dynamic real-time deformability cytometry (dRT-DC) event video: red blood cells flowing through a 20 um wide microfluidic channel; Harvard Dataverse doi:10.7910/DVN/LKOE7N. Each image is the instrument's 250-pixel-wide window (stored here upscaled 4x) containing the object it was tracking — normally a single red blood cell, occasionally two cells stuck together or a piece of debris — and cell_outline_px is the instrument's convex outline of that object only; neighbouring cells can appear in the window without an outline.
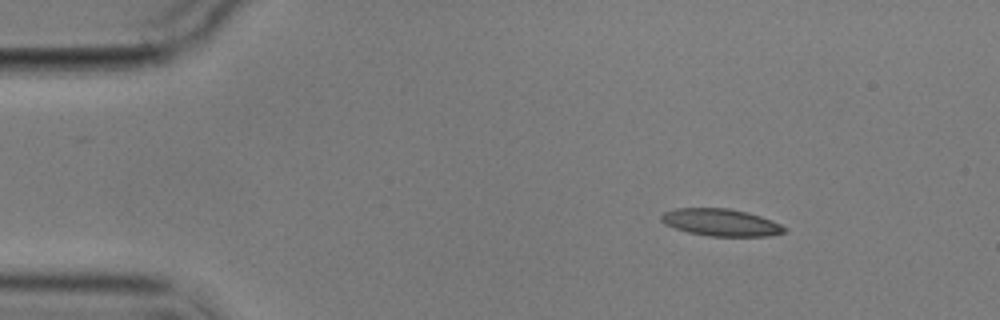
{"species": "common noctule bat (a hibernating species)", "species_latin": "Nyctalus noctula", "temperature_condition": "cold", "stored_images_in_passage": 6, "camera_frame_rate_fps": 3000, "um_per_image_px": 0.085, "animal": {"sex": "male", "body_mass_g": 17.9}, "frame": {"image": 1, "passage_image": 1, "time_ms": 0.0, "image_size_px": [1000, 320], "cell_outline_px": [[788, 228], [784, 232], [772, 236], [708, 236], [688, 232], [664, 224], [660, 220], [660, 216], [664, 212], [676, 208], [728, 208], [748, 212], [772, 220]], "centroid_in_image_um": [61.28, 18.9], "position_along_channel_um": 23.7, "area_um2": 19.59}}
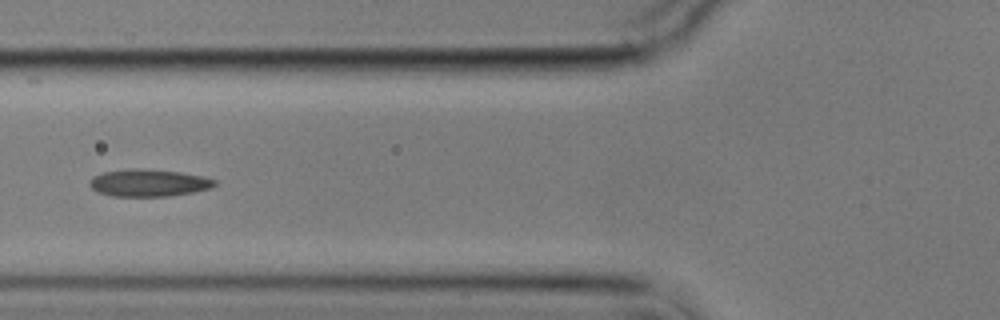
{"frame": {"image": 2, "passage_image": 5, "time_ms": 4.667, "image_size_px": [1000, 320], "cell_outline_px": [[216, 184], [212, 188], [192, 192], [168, 196], [112, 196], [96, 192], [88, 184], [88, 180], [92, 176], [104, 172], [136, 168], [180, 172], [204, 176], [216, 180]], "centroid_in_image_um": [12.61, 15.54], "position_along_channel_um": 113.2, "area_um2": 19.88}}
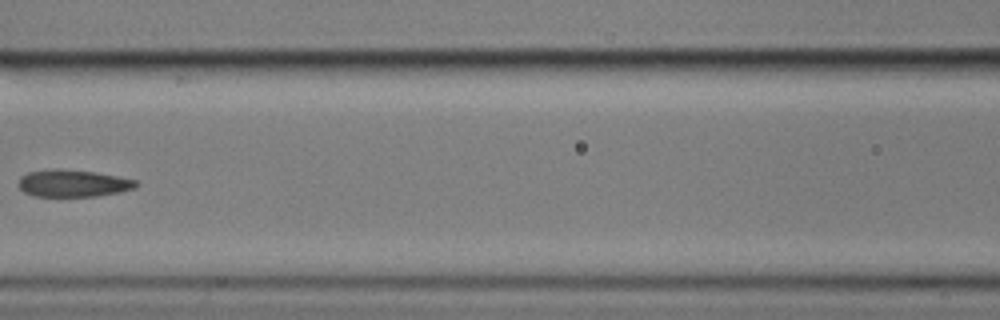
{"frame": {"image": 3, "passage_image": 6, "time_ms": 6.0, "image_size_px": [1000, 320], "cell_outline_px": [[140, 184], [136, 188], [120, 192], [96, 196], [36, 196], [24, 192], [16, 184], [20, 176], [28, 172], [96, 172], [136, 180]], "centroid_in_image_um": [6.26, 15.63], "position_along_channel_um": 160.3, "area_um2": 17.74}}